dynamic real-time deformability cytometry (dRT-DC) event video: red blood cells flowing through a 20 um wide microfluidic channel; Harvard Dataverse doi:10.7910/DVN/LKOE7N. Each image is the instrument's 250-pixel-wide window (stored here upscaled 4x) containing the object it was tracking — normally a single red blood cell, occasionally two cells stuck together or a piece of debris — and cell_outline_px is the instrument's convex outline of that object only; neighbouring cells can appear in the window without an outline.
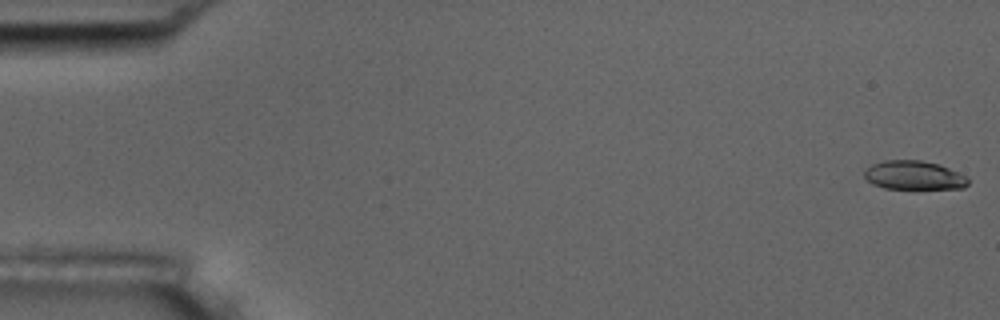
{"species": "common noctule bat (a hibernating species)", "species_latin": "Nyctalus noctula", "temperature_condition": "room temperature", "stored_images_in_passage": 5, "camera_frame_rate_fps": 3000, "um_per_image_px": 0.085, "animal": {"sex": "male", "body_mass_g": 17.5, "forearm_length_mm": 52.3}, "frame": {"image": 1, "passage_image": 1, "time_ms": 0.0, "image_size_px": [1000, 320], "cell_outline_px": [[968, 184], [964, 188], [884, 188], [872, 184], [864, 176], [864, 172], [872, 164], [884, 160], [920, 160], [936, 164], [948, 168], [968, 176]], "centroid_in_image_um": [77.68, 14.9], "position_along_channel_um": 7.3, "area_um2": 17.22}}
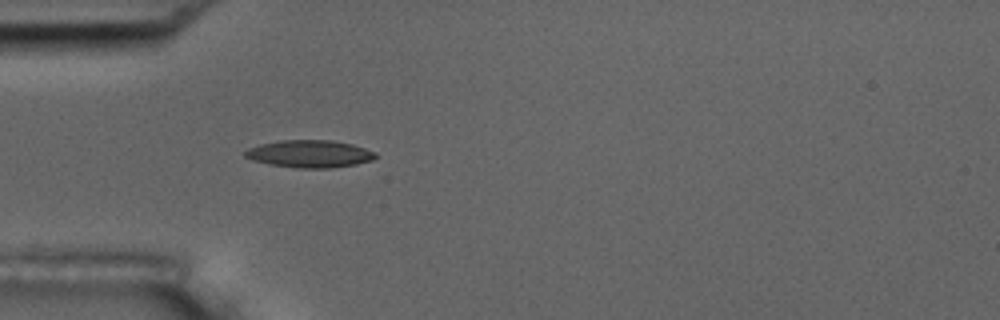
{"frame": {"image": 2, "passage_image": 5, "time_ms": 5.333, "image_size_px": [1000, 320], "cell_outline_px": [[376, 156], [372, 160], [356, 164], [328, 168], [300, 168], [268, 164], [252, 160], [244, 156], [244, 152], [248, 148], [260, 144], [280, 140], [332, 140], [352, 144], [376, 152]], "centroid_in_image_um": [26.3, 13.07], "position_along_channel_um": 58.7, "area_um2": 20.81}}